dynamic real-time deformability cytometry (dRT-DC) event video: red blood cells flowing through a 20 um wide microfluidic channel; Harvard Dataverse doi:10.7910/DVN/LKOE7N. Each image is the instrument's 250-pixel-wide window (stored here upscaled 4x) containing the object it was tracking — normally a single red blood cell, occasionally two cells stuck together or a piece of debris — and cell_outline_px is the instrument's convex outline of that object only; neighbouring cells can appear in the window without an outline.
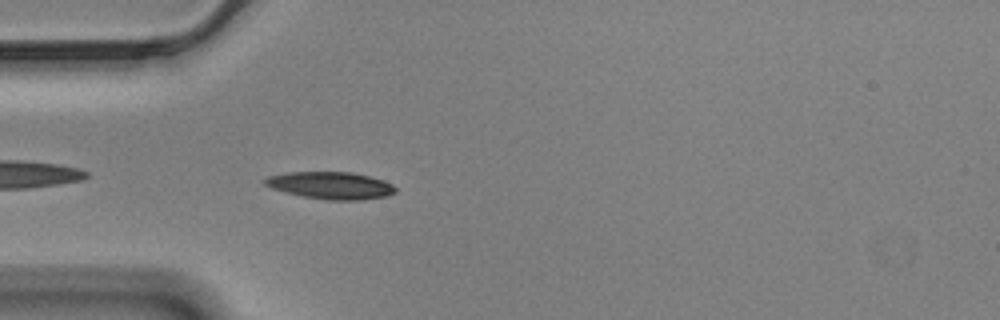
{"species": "Egyptian fruit bat (a non-hibernating species)", "species_latin": "Rousettus aegyptiacus", "temperature_condition": "cold", "stored_images_in_passage": 44, "segment_of_instrument_passage": [1, 2], "camera_frame_rate_fps": 3000, "um_per_image_px": 0.085, "animal": {"sex": "male"}, "frame": {"image": 1, "passage_image": 3, "time_ms": 0.667, "image_size_px": [1000, 320], "cell_outline_px": [[396, 192], [388, 196], [360, 200], [328, 200], [304, 196], [272, 188], [264, 184], [264, 180], [268, 176], [288, 172], [352, 172], [384, 180], [392, 184], [396, 188]], "centroid_in_image_um": [28.15, 15.76], "position_along_channel_um": 56.8, "area_um2": 20.58}}
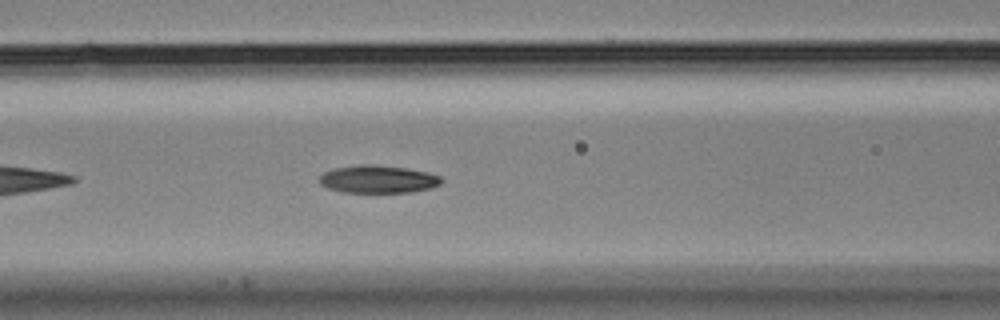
{"frame": {"image": 2, "passage_image": 10, "time_ms": 3.0, "image_size_px": [1000, 320], "cell_outline_px": [[444, 180], [440, 184], [432, 188], [412, 192], [344, 192], [328, 188], [320, 184], [320, 176], [324, 172], [332, 168], [360, 164], [372, 164], [404, 168], [428, 172], [440, 176]], "centroid_in_image_um": [32.14, 15.23], "position_along_channel_um": 134.5, "area_um2": 19.77}}
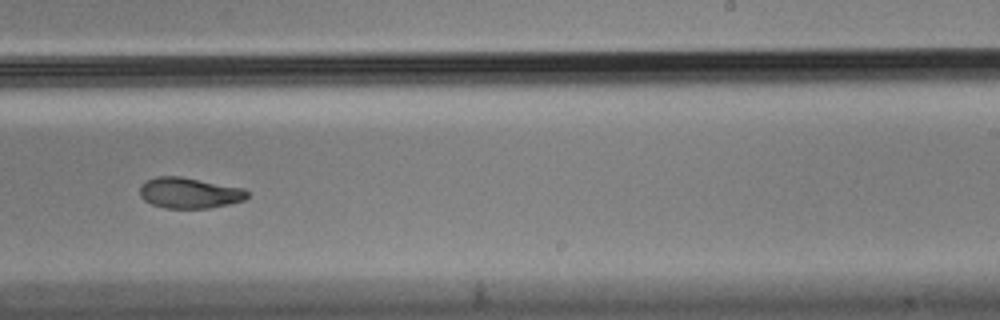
{"frame": {"image": 3, "passage_image": 22, "time_ms": 7.0, "image_size_px": [1000, 320], "cell_outline_px": [[248, 196], [244, 200], [212, 208], [164, 208], [152, 204], [144, 200], [140, 196], [140, 184], [156, 176], [180, 176], [244, 188], [248, 192]], "centroid_in_image_um": [16.09, 16.4], "position_along_channel_um": 272.9, "area_um2": 19.31}}